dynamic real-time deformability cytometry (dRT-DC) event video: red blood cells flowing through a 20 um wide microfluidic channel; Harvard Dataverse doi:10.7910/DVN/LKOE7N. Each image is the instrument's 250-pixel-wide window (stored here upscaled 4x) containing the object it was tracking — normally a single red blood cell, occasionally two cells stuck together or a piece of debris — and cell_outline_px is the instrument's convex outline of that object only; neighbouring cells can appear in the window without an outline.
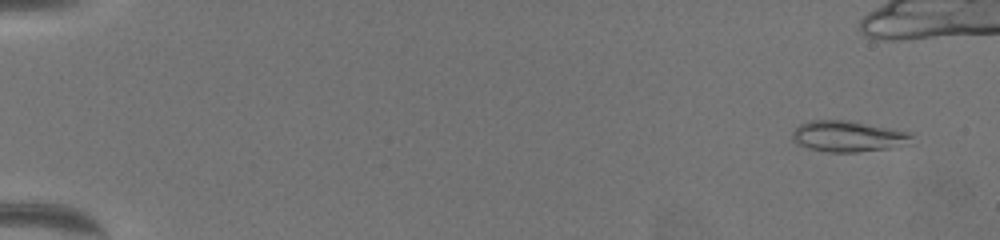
{"species": "common noctule bat (a hibernating species)", "species_latin": "Nyctalus noctula", "temperature_condition": "warm", "stored_images_in_passage": 55, "camera_frame_rate_fps": 3000, "um_per_image_px": 0.085, "animal": {"sex": "female", "body_mass_g": 19.5, "forearm_length_mm": 54.1}, "frame": {"image": 1, "passage_image": 4, "time_ms": 1.0, "image_size_px": [1000, 240], "cell_outline_px": [[912, 136], [892, 148], [856, 152], [828, 152], [808, 148], [792, 140], [792, 132], [800, 124], [808, 120], [848, 120], [912, 132]], "centroid_in_image_um": [72.0, 11.57], "position_along_channel_um": 13.0, "area_um2": 21.21}}
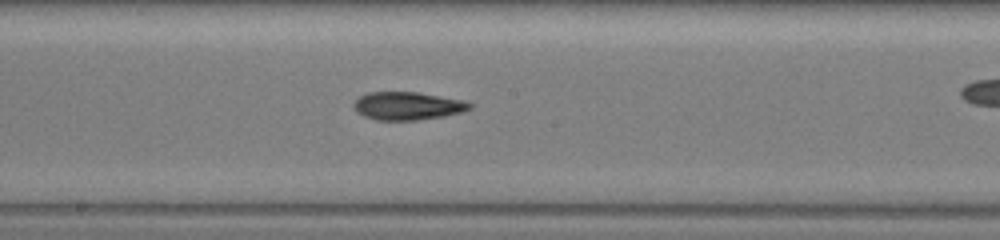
{"frame": {"image": 2, "passage_image": 37, "time_ms": 12.0, "image_size_px": [1000, 240], "cell_outline_px": [[472, 108], [460, 112], [444, 116], [416, 120], [376, 120], [364, 116], [356, 112], [352, 108], [352, 104], [360, 96], [368, 92], [416, 92], [464, 100], [472, 104]], "centroid_in_image_um": [34.6, 9.0], "position_along_channel_um": 213.6, "area_um2": 18.96}}
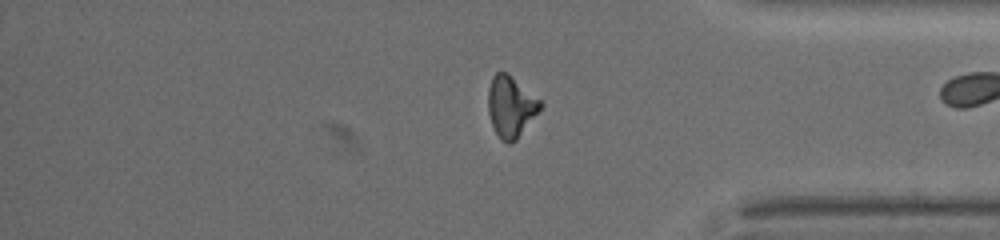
{"frame": {"image": 3, "passage_image": 54, "time_ms": 17.667, "image_size_px": [1000, 240], "cell_outline_px": [[544, 104], [516, 140], [512, 144], [508, 144], [500, 140], [492, 124], [488, 112], [488, 88], [492, 76], [496, 72], [508, 72], [544, 100]], "centroid_in_image_um": [43.45, 9.02], "position_along_channel_um": 391.8, "area_um2": 19.07}}